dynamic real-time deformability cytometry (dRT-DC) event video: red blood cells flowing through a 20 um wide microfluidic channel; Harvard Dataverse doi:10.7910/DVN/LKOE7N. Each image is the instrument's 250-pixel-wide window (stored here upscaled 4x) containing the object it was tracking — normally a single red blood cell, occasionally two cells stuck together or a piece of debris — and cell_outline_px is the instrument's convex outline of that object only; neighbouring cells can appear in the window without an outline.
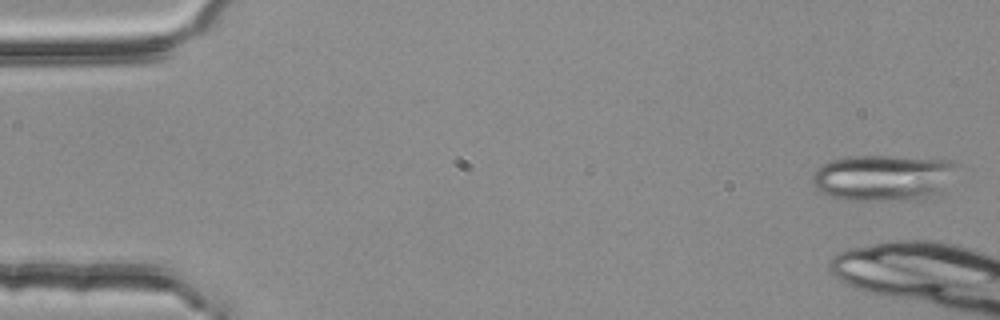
{"species": "common noctule bat (a hibernating species)", "species_latin": "Nyctalus noctula", "temperature_condition": "room temperature", "stored_images_in_passage": 3, "camera_frame_rate_fps": 3000, "um_per_image_px": 0.085, "animal": {"sex": "female", "body_mass_g": 25.1}, "frame": {"image": 1, "passage_image": 1, "time_ms": 0.0, "image_size_px": [1000, 320], "cell_outline_px": [[952, 164], [940, 188], [936, 192], [924, 196], [908, 200], [852, 200], [832, 196], [816, 188], [812, 184], [812, 176], [824, 164], [832, 160], [848, 156], [892, 156], [948, 160]], "centroid_in_image_um": [74.9, 15.09], "position_along_channel_um": 10.1, "area_um2": 36.99}}